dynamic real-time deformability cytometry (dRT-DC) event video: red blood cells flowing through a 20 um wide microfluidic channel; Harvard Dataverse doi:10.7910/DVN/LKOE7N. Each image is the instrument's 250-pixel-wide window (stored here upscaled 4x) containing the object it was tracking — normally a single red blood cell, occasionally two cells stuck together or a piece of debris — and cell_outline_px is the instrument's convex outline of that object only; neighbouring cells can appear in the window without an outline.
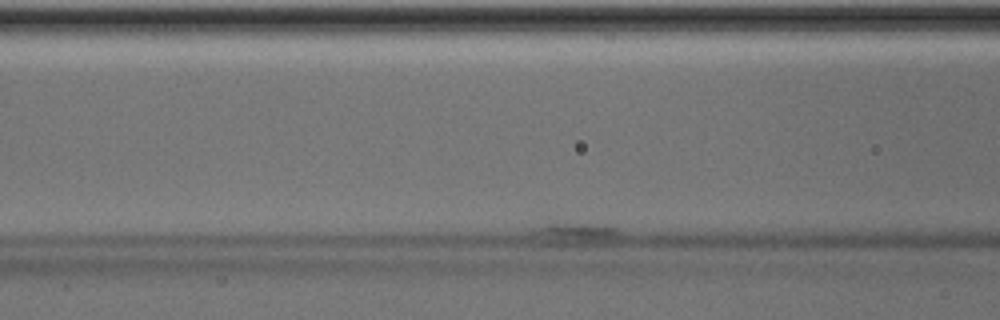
{"species": "Egyptian fruit bat (a non-hibernating species)", "species_latin": "Rousettus aegyptiacus", "temperature_condition": "room temperature", "stored_images_in_passage": 84, "camera_frame_rate_fps": 3000, "um_per_image_px": 0.085, "animal": {"sex": "male"}, "frame": {"image": 1, "passage_image": 17, "time_ms": 5.333, "image_size_px": [1000, 320], "cell_outline_px": [[616, 232], [592, 244], [576, 248], [560, 248], [544, 244], [532, 232], [548, 224], [584, 224], [616, 228]], "centroid_in_image_um": [48.64, 19.96], "position_along_channel_um": 118.0, "area_um2": 10.58}}
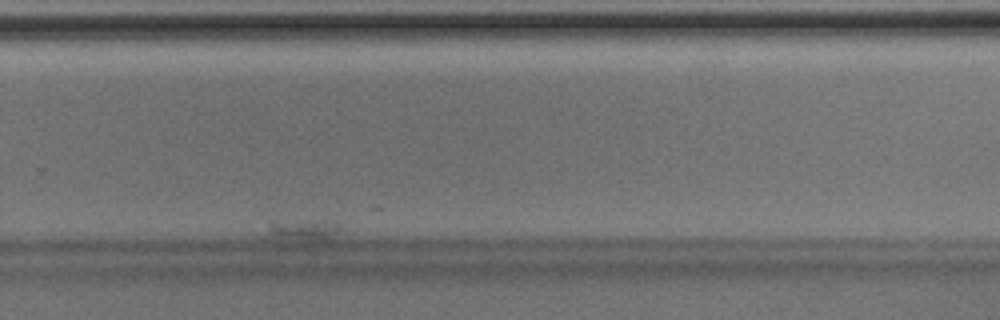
{"frame": {"image": 2, "passage_image": 69, "time_ms": 22.667, "image_size_px": [1000, 320], "cell_outline_px": [[344, 228], [332, 240], [320, 244], [276, 240], [264, 236], [268, 220], [328, 220]], "centroid_in_image_um": [25.72, 19.62], "position_along_channel_um": 304.1, "area_um2": 10.98}}
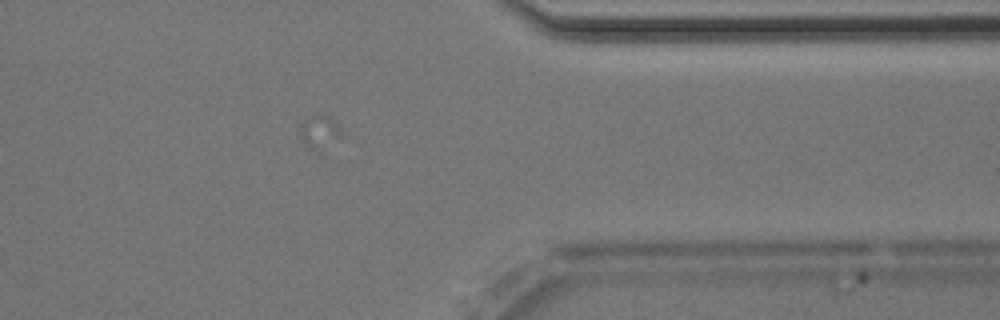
{"frame": {"image": 3, "passage_image": 84, "time_ms": 27.667, "image_size_px": [1000, 320], "cell_outline_px": [[528, 264], [520, 272], [484, 296], [476, 300], [468, 300], [464, 296], [464, 276], [508, 248], [516, 244], [520, 244], [528, 260]], "centroid_in_image_um": [42.05, 23.17], "position_along_channel_um": 369.4, "area_um2": 13.41}}